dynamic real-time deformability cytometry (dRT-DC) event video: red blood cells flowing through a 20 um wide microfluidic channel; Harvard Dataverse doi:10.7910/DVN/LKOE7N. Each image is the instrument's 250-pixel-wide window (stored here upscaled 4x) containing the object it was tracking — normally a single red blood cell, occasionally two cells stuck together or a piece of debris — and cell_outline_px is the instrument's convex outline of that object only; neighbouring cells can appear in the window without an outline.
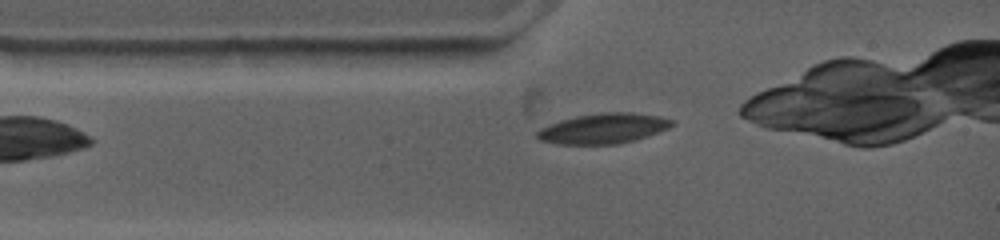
{"species": "common noctule bat (a hibernating species)", "species_latin": "Nyctalus noctula", "temperature_condition": "warm", "stored_images_in_passage": 45, "camera_frame_rate_fps": 4500, "um_per_image_px": 0.085, "animal": {"sex": "female", "body_mass_g": 19.0, "forearm_length_mm": 53.3}, "frame": {"image": 1, "passage_image": 2, "time_ms": 0.222, "image_size_px": [1000, 240], "cell_outline_px": [[676, 124], [668, 128], [648, 136], [636, 140], [616, 144], [560, 144], [540, 140], [536, 136], [536, 132], [540, 128], [548, 124], [560, 120], [576, 116], [600, 112], [632, 112], [660, 116], [676, 120]], "centroid_in_image_um": [51.32, 10.91], "position_along_channel_um": 33.7, "area_um2": 23.99}}
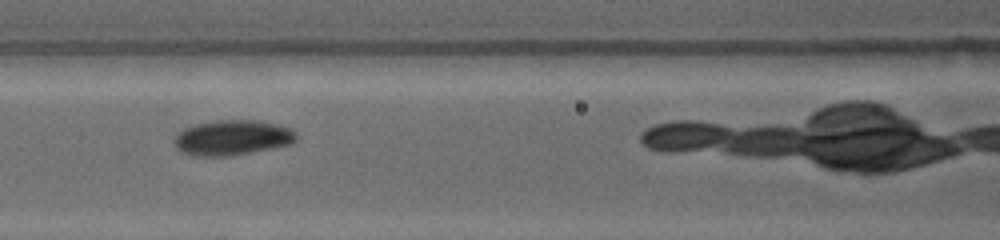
{"frame": {"image": 2, "passage_image": 15, "time_ms": 3.333, "image_size_px": [1000, 240], "cell_outline_px": [[296, 140], [292, 144], [248, 152], [224, 156], [200, 156], [184, 152], [176, 144], [176, 136], [184, 128], [196, 124], [216, 120], [256, 120], [276, 124], [288, 128], [296, 132]], "centroid_in_image_um": [19.79, 11.68], "position_along_channel_um": 146.8, "area_um2": 24.33}}
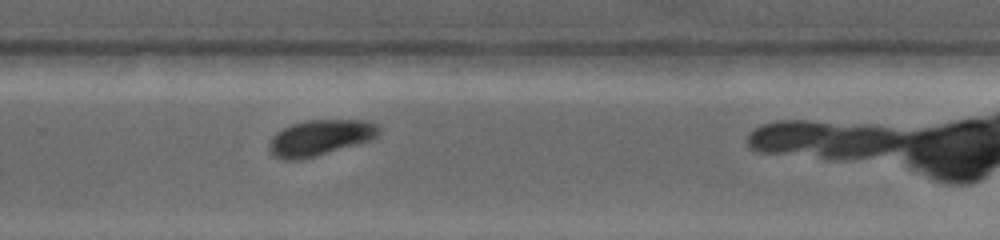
{"frame": {"image": 3, "passage_image": 32, "time_ms": 7.556, "image_size_px": [1000, 240], "cell_outline_px": [[380, 132], [372, 140], [300, 160], [284, 160], [276, 156], [268, 148], [268, 144], [272, 136], [276, 132], [292, 124], [308, 120], [372, 120], [380, 128]], "centroid_in_image_um": [27.23, 11.69], "position_along_channel_um": 302.6, "area_um2": 22.83}, "authors_computed_cell_mechanics": {"area_um2": 23.0044, "velocity_mm_per_s": 3.6979, "shape_relaxation_time_tau1_ms": 2.5313, "shape_relaxation_time_tau2_ms": null, "deformation_change_tau1": 0.1076, "deformation_change_tau2": null}}